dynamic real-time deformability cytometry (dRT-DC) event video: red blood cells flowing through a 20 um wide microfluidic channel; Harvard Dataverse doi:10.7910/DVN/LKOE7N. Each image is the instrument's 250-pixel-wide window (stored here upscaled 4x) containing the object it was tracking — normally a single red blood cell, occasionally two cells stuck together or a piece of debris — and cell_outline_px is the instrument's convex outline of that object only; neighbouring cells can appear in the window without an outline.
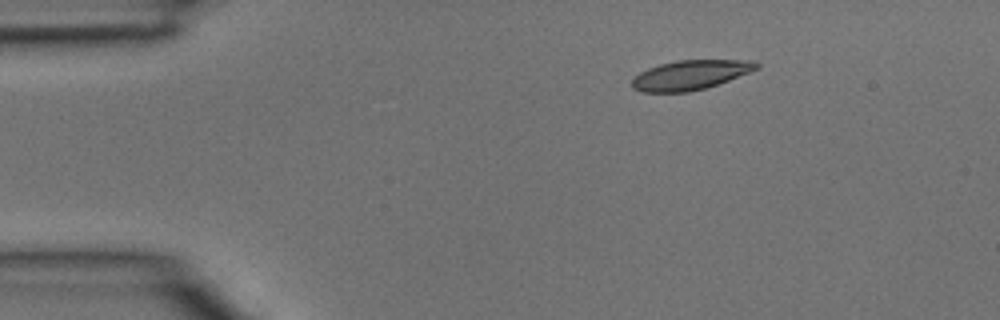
{"species": "common noctule bat (a hibernating species)", "species_latin": "Nyctalus noctula", "temperature_condition": "room temperature", "stored_images_in_passage": 4, "segment_of_instrument_passage": [2, 2], "camera_frame_rate_fps": 3000, "um_per_image_px": 0.085, "animal": {"sex": "male", "body_mass_g": 15.6}, "frame": {"image": 1, "passage_image": 4, "time_ms": 1.0, "image_size_px": [1000, 320], "cell_outline_px": [[760, 68], [728, 80], [704, 88], [688, 92], [644, 92], [632, 88], [632, 80], [640, 72], [648, 68], [660, 64], [676, 60], [756, 60], [760, 64]], "centroid_in_image_um": [58.7, 6.36], "position_along_channel_um": 26.3, "area_um2": 21.33}}